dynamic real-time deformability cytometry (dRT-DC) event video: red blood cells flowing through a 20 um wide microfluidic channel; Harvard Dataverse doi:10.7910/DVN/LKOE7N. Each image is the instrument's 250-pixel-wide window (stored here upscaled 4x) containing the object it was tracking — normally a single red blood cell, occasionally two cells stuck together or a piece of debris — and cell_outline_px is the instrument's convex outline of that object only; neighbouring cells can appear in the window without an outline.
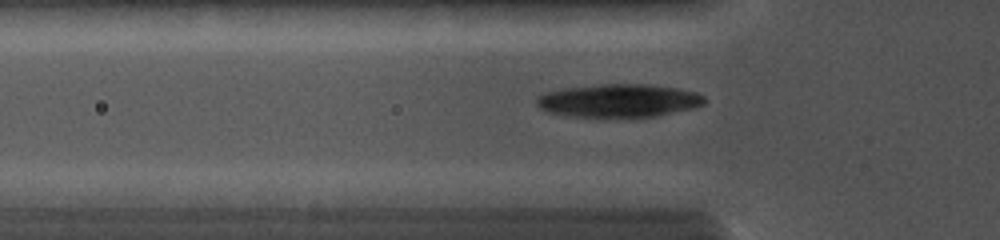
{"species": "common noctule bat (a hibernating species)", "species_latin": "Nyctalus noctula", "temperature_condition": "cold", "stored_images_in_passage": 73, "camera_frame_rate_fps": 5000, "um_per_image_px": 0.085, "animal": {"sex": "female", "body_mass_g": 19.0, "forearm_length_mm": 56.7}, "frame": {"image": 1, "passage_image": 2, "time_ms": 0.2, "image_size_px": [1000, 240], "cell_outline_px": [[708, 100], [704, 104], [696, 108], [636, 120], [564, 116], [544, 112], [536, 104], [536, 96], [544, 92], [560, 88], [600, 84], [648, 84], [676, 88], [696, 92], [704, 96]], "centroid_in_image_um": [52.56, 8.6], "position_along_channel_um": 73.2, "area_um2": 34.1}}
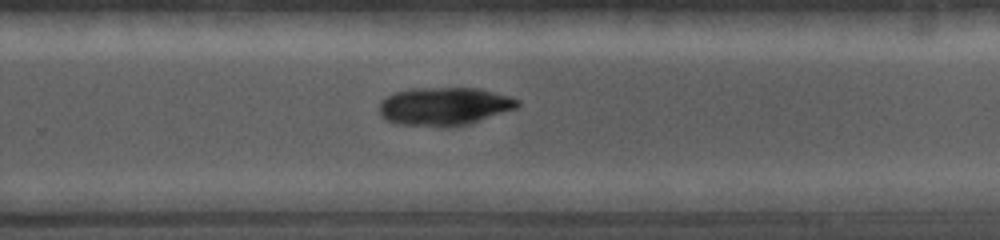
{"frame": {"image": 2, "passage_image": 38, "time_ms": 5.2, "image_size_px": [1000, 240], "cell_outline_px": [[520, 104], [516, 108], [468, 124], [448, 128], [444, 128], [392, 124], [384, 120], [380, 116], [380, 100], [392, 92], [412, 88], [480, 88], [508, 96], [520, 100]], "centroid_in_image_um": [37.69, 9.05], "position_along_channel_um": 292.1, "area_um2": 31.33}}
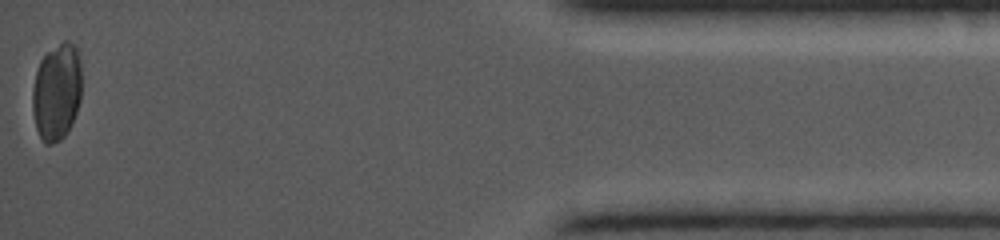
{"frame": {"image": 3, "passage_image": 73, "time_ms": 9.8, "image_size_px": [1000, 240], "cell_outline_px": [[80, 100], [76, 112], [64, 136], [60, 140], [52, 144], [44, 144], [36, 128], [32, 112], [32, 88], [36, 72], [40, 60], [48, 52], [64, 40], [68, 40], [76, 48], [80, 60]], "centroid_in_image_um": [4.79, 7.82], "position_along_channel_um": 430.4, "area_um2": 27.63}}